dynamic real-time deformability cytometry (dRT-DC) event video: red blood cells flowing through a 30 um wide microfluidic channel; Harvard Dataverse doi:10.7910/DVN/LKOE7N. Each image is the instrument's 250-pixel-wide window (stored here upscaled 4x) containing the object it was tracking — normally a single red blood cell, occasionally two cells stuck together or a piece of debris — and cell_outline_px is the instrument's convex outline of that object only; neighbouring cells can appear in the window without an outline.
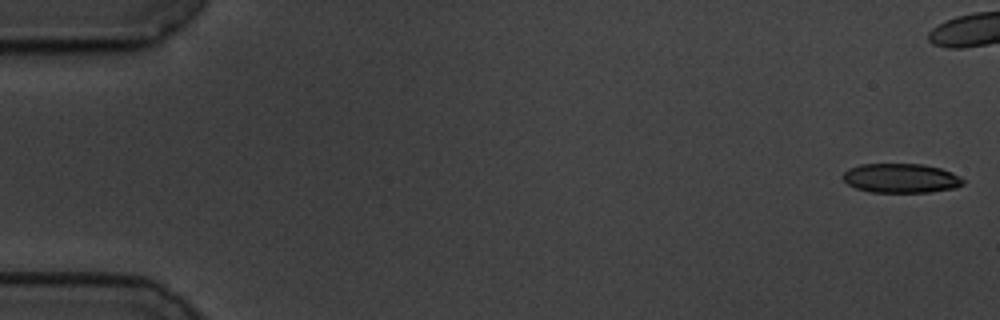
{"species": "common noctule bat (a hibernating species)", "species_latin": "Nyctalus noctula", "temperature_condition": "cold", "stored_images_in_passage": 47, "camera_frame_rate_fps": 3000, "um_per_image_px": 0.085, "animal": {"sex": "male", "body_mass_g": 19.5, "forearm_length_mm": 54.6}, "frame": {"image": 1, "passage_image": 1, "time_ms": 0.0, "image_size_px": [1000, 320], "cell_outline_px": [[964, 184], [956, 188], [928, 192], [872, 192], [856, 188], [848, 184], [840, 176], [848, 168], [860, 164], [924, 164], [940, 168], [952, 172], [960, 176], [964, 180]], "centroid_in_image_um": [76.58, 15.14], "position_along_channel_um": 8.4, "area_um2": 20.69}}
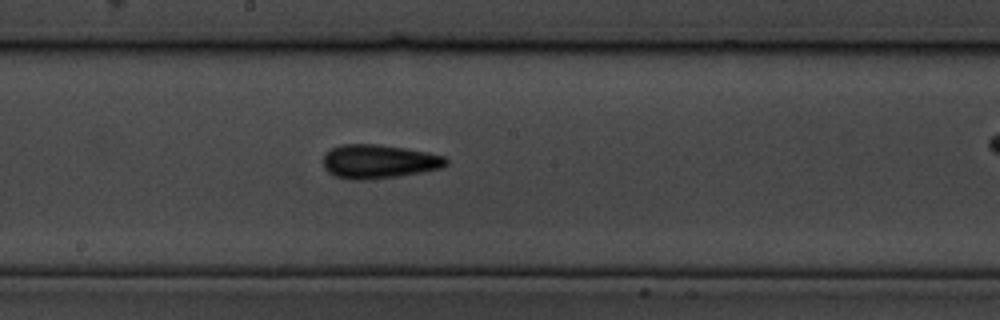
{"frame": {"image": 2, "passage_image": 31, "time_ms": 10.0, "image_size_px": [1000, 320], "cell_outline_px": [[448, 164], [444, 168], [400, 176], [364, 180], [348, 180], [332, 176], [324, 168], [324, 152], [340, 144], [376, 144], [404, 148], [428, 152], [444, 156], [448, 160]], "centroid_in_image_um": [32.19, 13.74], "position_along_channel_um": 216.0, "area_um2": 24.62}}
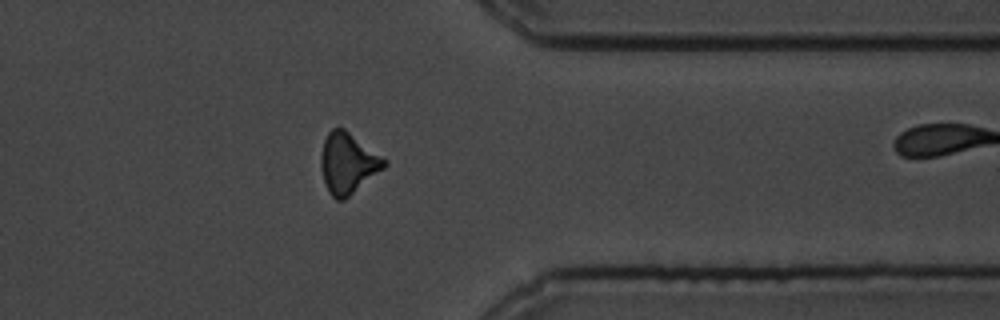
{"frame": {"image": 3, "passage_image": 46, "time_ms": 15.0, "image_size_px": [1000, 320], "cell_outline_px": [[388, 164], [384, 168], [344, 200], [336, 200], [328, 192], [320, 168], [320, 156], [324, 140], [328, 132], [332, 128], [344, 128], [388, 160]], "centroid_in_image_um": [29.56, 13.87], "position_along_channel_um": 381.8, "area_um2": 22.43}}